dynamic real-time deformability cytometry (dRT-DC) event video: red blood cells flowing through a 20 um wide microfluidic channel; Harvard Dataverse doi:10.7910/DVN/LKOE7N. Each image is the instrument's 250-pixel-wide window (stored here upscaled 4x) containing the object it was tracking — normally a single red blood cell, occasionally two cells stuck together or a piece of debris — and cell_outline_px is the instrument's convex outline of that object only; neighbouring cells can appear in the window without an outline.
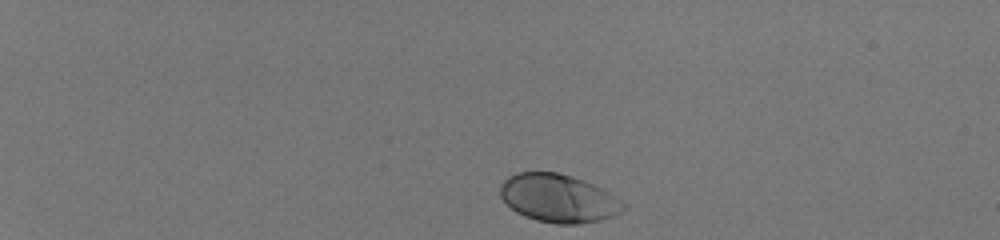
{"species": "human", "species_latin": "Homo sapiens", "temperature_condition": "room temperature", "stored_images_in_passage": 39, "camera_frame_rate_fps": 3000, "um_per_image_px": 0.085, "donor": {"sex": "male"}, "frame": {"image": 1, "passage_image": 1, "time_ms": 0.0, "image_size_px": [1000, 240], "cell_outline_px": [[628, 204], [620, 212], [612, 216], [600, 220], [580, 224], [556, 224], [536, 220], [524, 216], [516, 212], [500, 196], [500, 184], [508, 176], [516, 172], [560, 172], [584, 180], [608, 192]], "centroid_in_image_um": [47.46, 16.85], "position_along_channel_um": 37.5, "area_um2": 34.62}}
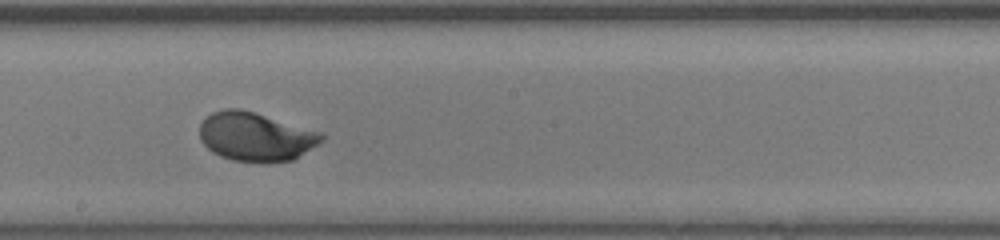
{"frame": {"image": 2, "passage_image": 23, "time_ms": 7.333, "image_size_px": [1000, 240], "cell_outline_px": [[324, 140], [292, 160], [232, 160], [220, 156], [212, 152], [200, 140], [200, 124], [212, 112], [224, 108], [240, 108], [324, 132]], "centroid_in_image_um": [21.73, 11.57], "position_along_channel_um": 226.5, "area_um2": 34.22}}
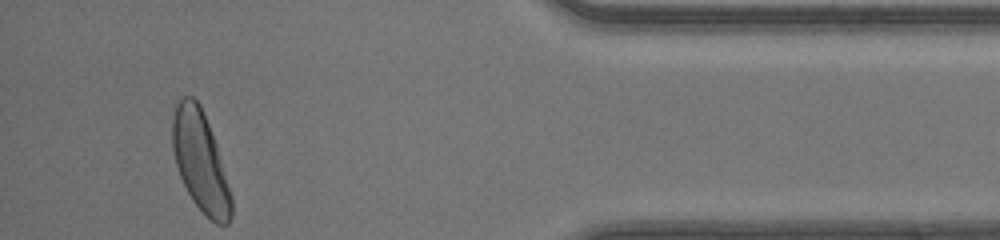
{"frame": {"image": 3, "passage_image": 39, "time_ms": 12.667, "image_size_px": [1000, 240], "cell_outline_px": [[232, 216], [228, 224], [216, 224], [192, 200], [180, 176], [176, 164], [172, 148], [172, 120], [176, 100], [180, 96], [192, 96], [200, 104], [216, 144], [232, 196]], "centroid_in_image_um": [17.02, 13.68], "position_along_channel_um": 418.2, "area_um2": 34.16}, "authors_computed_cell_mechanics": {"area_um2": 34.0442, "velocity_mm_per_s": 4.1613, "shape_relaxation_time_tau1_ms": 1.8321, "shape_relaxation_time_tau2_ms": null, "deformation_change_tau1": 0.1549, "deformation_change_tau2": null}}